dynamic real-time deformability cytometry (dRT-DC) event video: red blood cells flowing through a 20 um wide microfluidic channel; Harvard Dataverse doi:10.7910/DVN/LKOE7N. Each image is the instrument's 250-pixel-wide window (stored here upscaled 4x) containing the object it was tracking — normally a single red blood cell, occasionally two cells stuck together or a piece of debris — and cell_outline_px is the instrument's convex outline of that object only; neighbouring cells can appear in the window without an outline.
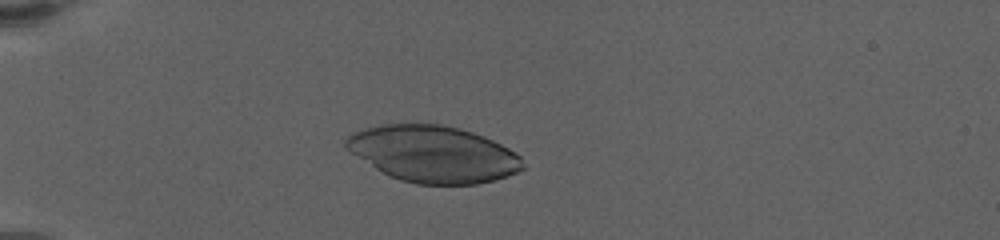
{"species": "human", "species_latin": "Homo sapiens", "temperature_condition": "warm", "stored_images_in_passage": 9, "camera_frame_rate_fps": 3000, "um_per_image_px": 0.085, "donor": {"sex": "female"}, "frame": {"image": 1, "passage_image": 6, "time_ms": 5.333, "image_size_px": [1000, 240], "cell_outline_px": [[524, 168], [516, 172], [492, 180], [476, 184], [416, 184], [400, 180], [388, 176], [352, 152], [344, 144], [344, 140], [348, 136], [356, 132], [368, 128], [384, 124], [440, 124], [460, 128], [484, 136], [508, 148], [520, 156], [524, 164]], "centroid_in_image_um": [36.84, 13.09], "position_along_channel_um": 48.2, "area_um2": 57.57}}